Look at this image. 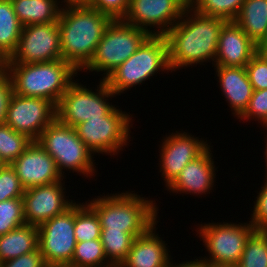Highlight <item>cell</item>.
<instances>
[{"label":"cell","instance_id":"obj_1","mask_svg":"<svg viewBox=\"0 0 267 267\" xmlns=\"http://www.w3.org/2000/svg\"><path fill=\"white\" fill-rule=\"evenodd\" d=\"M226 22L185 8L180 20L164 35L172 73L199 64L214 66L220 31Z\"/></svg>","mask_w":267,"mask_h":267},{"label":"cell","instance_id":"obj_2","mask_svg":"<svg viewBox=\"0 0 267 267\" xmlns=\"http://www.w3.org/2000/svg\"><path fill=\"white\" fill-rule=\"evenodd\" d=\"M112 20L88 6L62 7L58 19L62 59L80 74L91 61Z\"/></svg>","mask_w":267,"mask_h":267},{"label":"cell","instance_id":"obj_3","mask_svg":"<svg viewBox=\"0 0 267 267\" xmlns=\"http://www.w3.org/2000/svg\"><path fill=\"white\" fill-rule=\"evenodd\" d=\"M120 192L85 201L98 215L101 230L144 234L160 221L159 207L152 197L139 195L135 190Z\"/></svg>","mask_w":267,"mask_h":267},{"label":"cell","instance_id":"obj_4","mask_svg":"<svg viewBox=\"0 0 267 267\" xmlns=\"http://www.w3.org/2000/svg\"><path fill=\"white\" fill-rule=\"evenodd\" d=\"M13 93L24 97H40L55 106L68 86L80 74L63 59L40 63H8Z\"/></svg>","mask_w":267,"mask_h":267},{"label":"cell","instance_id":"obj_5","mask_svg":"<svg viewBox=\"0 0 267 267\" xmlns=\"http://www.w3.org/2000/svg\"><path fill=\"white\" fill-rule=\"evenodd\" d=\"M163 72L172 73L166 38L149 36L132 56L107 76L105 82L116 96H121Z\"/></svg>","mask_w":267,"mask_h":267},{"label":"cell","instance_id":"obj_6","mask_svg":"<svg viewBox=\"0 0 267 267\" xmlns=\"http://www.w3.org/2000/svg\"><path fill=\"white\" fill-rule=\"evenodd\" d=\"M54 158L61 175L66 173L82 174L85 179L97 175L96 159L85 143L77 136L75 129L55 119L36 140Z\"/></svg>","mask_w":267,"mask_h":267},{"label":"cell","instance_id":"obj_7","mask_svg":"<svg viewBox=\"0 0 267 267\" xmlns=\"http://www.w3.org/2000/svg\"><path fill=\"white\" fill-rule=\"evenodd\" d=\"M150 35L123 19L112 20L89 64L81 71L92 73L105 80L107 76L132 56ZM102 73V74H101Z\"/></svg>","mask_w":267,"mask_h":267},{"label":"cell","instance_id":"obj_8","mask_svg":"<svg viewBox=\"0 0 267 267\" xmlns=\"http://www.w3.org/2000/svg\"><path fill=\"white\" fill-rule=\"evenodd\" d=\"M118 107V108H117ZM122 107L115 106L106 116L87 119L74 127L77 136L94 154L118 157L126 147L130 146L133 114L122 111ZM131 128V129H130ZM132 139V140H131ZM124 148V149H123ZM121 152V153H120Z\"/></svg>","mask_w":267,"mask_h":267},{"label":"cell","instance_id":"obj_9","mask_svg":"<svg viewBox=\"0 0 267 267\" xmlns=\"http://www.w3.org/2000/svg\"><path fill=\"white\" fill-rule=\"evenodd\" d=\"M197 224L196 235L206 249V256H199L205 263L236 267L244 251L246 241L255 231L250 222L227 221ZM238 222V223H237Z\"/></svg>","mask_w":267,"mask_h":267},{"label":"cell","instance_id":"obj_10","mask_svg":"<svg viewBox=\"0 0 267 267\" xmlns=\"http://www.w3.org/2000/svg\"><path fill=\"white\" fill-rule=\"evenodd\" d=\"M79 81L76 77L56 106V119L73 128L89 118L106 116L116 106L110 101L117 97L105 80L100 79L93 88Z\"/></svg>","mask_w":267,"mask_h":267},{"label":"cell","instance_id":"obj_11","mask_svg":"<svg viewBox=\"0 0 267 267\" xmlns=\"http://www.w3.org/2000/svg\"><path fill=\"white\" fill-rule=\"evenodd\" d=\"M170 134L166 133L162 137L159 146V162L163 185L167 188L175 178L180 174L182 169L192 160L200 156L210 145L211 141L207 138H199L194 136L187 130H172ZM186 131V132H185ZM209 141V142H208Z\"/></svg>","mask_w":267,"mask_h":267},{"label":"cell","instance_id":"obj_12","mask_svg":"<svg viewBox=\"0 0 267 267\" xmlns=\"http://www.w3.org/2000/svg\"><path fill=\"white\" fill-rule=\"evenodd\" d=\"M76 243L74 204L38 226V247L47 266L71 264Z\"/></svg>","mask_w":267,"mask_h":267},{"label":"cell","instance_id":"obj_13","mask_svg":"<svg viewBox=\"0 0 267 267\" xmlns=\"http://www.w3.org/2000/svg\"><path fill=\"white\" fill-rule=\"evenodd\" d=\"M62 59L58 22L22 27L15 52L8 63H40Z\"/></svg>","mask_w":267,"mask_h":267},{"label":"cell","instance_id":"obj_14","mask_svg":"<svg viewBox=\"0 0 267 267\" xmlns=\"http://www.w3.org/2000/svg\"><path fill=\"white\" fill-rule=\"evenodd\" d=\"M56 119V106L48 99L24 97L13 93L5 124L36 141L43 130Z\"/></svg>","mask_w":267,"mask_h":267},{"label":"cell","instance_id":"obj_15","mask_svg":"<svg viewBox=\"0 0 267 267\" xmlns=\"http://www.w3.org/2000/svg\"><path fill=\"white\" fill-rule=\"evenodd\" d=\"M184 10L178 0H130L123 20L150 36H164L180 20Z\"/></svg>","mask_w":267,"mask_h":267},{"label":"cell","instance_id":"obj_16","mask_svg":"<svg viewBox=\"0 0 267 267\" xmlns=\"http://www.w3.org/2000/svg\"><path fill=\"white\" fill-rule=\"evenodd\" d=\"M65 179L24 191L22 199L26 224L38 227L47 220L64 213L77 202L69 199L70 195L66 194Z\"/></svg>","mask_w":267,"mask_h":267},{"label":"cell","instance_id":"obj_17","mask_svg":"<svg viewBox=\"0 0 267 267\" xmlns=\"http://www.w3.org/2000/svg\"><path fill=\"white\" fill-rule=\"evenodd\" d=\"M213 146H209L200 156L190 161L175 178V180L164 190L174 194H190L195 197L212 193L215 189L217 166L214 161Z\"/></svg>","mask_w":267,"mask_h":267},{"label":"cell","instance_id":"obj_18","mask_svg":"<svg viewBox=\"0 0 267 267\" xmlns=\"http://www.w3.org/2000/svg\"><path fill=\"white\" fill-rule=\"evenodd\" d=\"M24 189L59 182L64 177L54 158L37 141H32L11 164Z\"/></svg>","mask_w":267,"mask_h":267},{"label":"cell","instance_id":"obj_19","mask_svg":"<svg viewBox=\"0 0 267 267\" xmlns=\"http://www.w3.org/2000/svg\"><path fill=\"white\" fill-rule=\"evenodd\" d=\"M258 51L259 46L235 21H227L220 31L214 66L245 67Z\"/></svg>","mask_w":267,"mask_h":267},{"label":"cell","instance_id":"obj_20","mask_svg":"<svg viewBox=\"0 0 267 267\" xmlns=\"http://www.w3.org/2000/svg\"><path fill=\"white\" fill-rule=\"evenodd\" d=\"M157 225L158 222L135 237L127 258L119 267H169L173 256L168 243L157 232Z\"/></svg>","mask_w":267,"mask_h":267},{"label":"cell","instance_id":"obj_21","mask_svg":"<svg viewBox=\"0 0 267 267\" xmlns=\"http://www.w3.org/2000/svg\"><path fill=\"white\" fill-rule=\"evenodd\" d=\"M212 67L221 95L231 108V115L238 120L247 110L254 91L246 67Z\"/></svg>","mask_w":267,"mask_h":267},{"label":"cell","instance_id":"obj_22","mask_svg":"<svg viewBox=\"0 0 267 267\" xmlns=\"http://www.w3.org/2000/svg\"><path fill=\"white\" fill-rule=\"evenodd\" d=\"M234 21L258 46L267 44V0H245Z\"/></svg>","mask_w":267,"mask_h":267},{"label":"cell","instance_id":"obj_23","mask_svg":"<svg viewBox=\"0 0 267 267\" xmlns=\"http://www.w3.org/2000/svg\"><path fill=\"white\" fill-rule=\"evenodd\" d=\"M22 26L58 22L62 9L60 0H11Z\"/></svg>","mask_w":267,"mask_h":267},{"label":"cell","instance_id":"obj_24","mask_svg":"<svg viewBox=\"0 0 267 267\" xmlns=\"http://www.w3.org/2000/svg\"><path fill=\"white\" fill-rule=\"evenodd\" d=\"M38 248V227L21 225L0 236V263L17 258Z\"/></svg>","mask_w":267,"mask_h":267},{"label":"cell","instance_id":"obj_25","mask_svg":"<svg viewBox=\"0 0 267 267\" xmlns=\"http://www.w3.org/2000/svg\"><path fill=\"white\" fill-rule=\"evenodd\" d=\"M22 27L11 0H0V52L7 59L17 48Z\"/></svg>","mask_w":267,"mask_h":267},{"label":"cell","instance_id":"obj_26","mask_svg":"<svg viewBox=\"0 0 267 267\" xmlns=\"http://www.w3.org/2000/svg\"><path fill=\"white\" fill-rule=\"evenodd\" d=\"M143 234H129L124 231L101 230L100 240L107 261L113 267H119L127 258L135 237Z\"/></svg>","mask_w":267,"mask_h":267},{"label":"cell","instance_id":"obj_27","mask_svg":"<svg viewBox=\"0 0 267 267\" xmlns=\"http://www.w3.org/2000/svg\"><path fill=\"white\" fill-rule=\"evenodd\" d=\"M74 233L77 242L100 239L99 217L84 201L74 203Z\"/></svg>","mask_w":267,"mask_h":267},{"label":"cell","instance_id":"obj_28","mask_svg":"<svg viewBox=\"0 0 267 267\" xmlns=\"http://www.w3.org/2000/svg\"><path fill=\"white\" fill-rule=\"evenodd\" d=\"M70 265L76 267H113L107 261L100 239L77 242Z\"/></svg>","mask_w":267,"mask_h":267},{"label":"cell","instance_id":"obj_29","mask_svg":"<svg viewBox=\"0 0 267 267\" xmlns=\"http://www.w3.org/2000/svg\"><path fill=\"white\" fill-rule=\"evenodd\" d=\"M32 141L27 135L16 132L7 124H0V159L6 165L11 164Z\"/></svg>","mask_w":267,"mask_h":267},{"label":"cell","instance_id":"obj_30","mask_svg":"<svg viewBox=\"0 0 267 267\" xmlns=\"http://www.w3.org/2000/svg\"><path fill=\"white\" fill-rule=\"evenodd\" d=\"M236 267H267V231L255 230L249 236Z\"/></svg>","mask_w":267,"mask_h":267},{"label":"cell","instance_id":"obj_31","mask_svg":"<svg viewBox=\"0 0 267 267\" xmlns=\"http://www.w3.org/2000/svg\"><path fill=\"white\" fill-rule=\"evenodd\" d=\"M245 0H194L192 8L204 15L234 21Z\"/></svg>","mask_w":267,"mask_h":267},{"label":"cell","instance_id":"obj_32","mask_svg":"<svg viewBox=\"0 0 267 267\" xmlns=\"http://www.w3.org/2000/svg\"><path fill=\"white\" fill-rule=\"evenodd\" d=\"M24 224L22 198H13L0 202V236Z\"/></svg>","mask_w":267,"mask_h":267},{"label":"cell","instance_id":"obj_33","mask_svg":"<svg viewBox=\"0 0 267 267\" xmlns=\"http://www.w3.org/2000/svg\"><path fill=\"white\" fill-rule=\"evenodd\" d=\"M251 120L258 121L262 128L267 127V89L253 91L247 110L239 118L243 124Z\"/></svg>","mask_w":267,"mask_h":267},{"label":"cell","instance_id":"obj_34","mask_svg":"<svg viewBox=\"0 0 267 267\" xmlns=\"http://www.w3.org/2000/svg\"><path fill=\"white\" fill-rule=\"evenodd\" d=\"M24 191L25 189L14 169L10 164H5L0 169V202L13 198H22Z\"/></svg>","mask_w":267,"mask_h":267},{"label":"cell","instance_id":"obj_35","mask_svg":"<svg viewBox=\"0 0 267 267\" xmlns=\"http://www.w3.org/2000/svg\"><path fill=\"white\" fill-rule=\"evenodd\" d=\"M264 184L260 186L259 191H255L257 196L253 201V207H250L252 212L250 215V224L255 230L267 231V177H264ZM252 208V209H251Z\"/></svg>","mask_w":267,"mask_h":267},{"label":"cell","instance_id":"obj_36","mask_svg":"<svg viewBox=\"0 0 267 267\" xmlns=\"http://www.w3.org/2000/svg\"><path fill=\"white\" fill-rule=\"evenodd\" d=\"M245 67L253 90L267 89V57L260 50Z\"/></svg>","mask_w":267,"mask_h":267},{"label":"cell","instance_id":"obj_37","mask_svg":"<svg viewBox=\"0 0 267 267\" xmlns=\"http://www.w3.org/2000/svg\"><path fill=\"white\" fill-rule=\"evenodd\" d=\"M130 0H90L88 7L110 16L113 20L123 19L129 9Z\"/></svg>","mask_w":267,"mask_h":267},{"label":"cell","instance_id":"obj_38","mask_svg":"<svg viewBox=\"0 0 267 267\" xmlns=\"http://www.w3.org/2000/svg\"><path fill=\"white\" fill-rule=\"evenodd\" d=\"M0 267H47L39 247L30 253L0 263Z\"/></svg>","mask_w":267,"mask_h":267},{"label":"cell","instance_id":"obj_39","mask_svg":"<svg viewBox=\"0 0 267 267\" xmlns=\"http://www.w3.org/2000/svg\"><path fill=\"white\" fill-rule=\"evenodd\" d=\"M12 94L13 84L10 75L7 73L0 78V124L5 122L6 112Z\"/></svg>","mask_w":267,"mask_h":267},{"label":"cell","instance_id":"obj_40","mask_svg":"<svg viewBox=\"0 0 267 267\" xmlns=\"http://www.w3.org/2000/svg\"><path fill=\"white\" fill-rule=\"evenodd\" d=\"M192 260L182 261L180 263H176L173 258L170 261L169 267H204V261L200 257H193ZM196 258V259H195Z\"/></svg>","mask_w":267,"mask_h":267},{"label":"cell","instance_id":"obj_41","mask_svg":"<svg viewBox=\"0 0 267 267\" xmlns=\"http://www.w3.org/2000/svg\"><path fill=\"white\" fill-rule=\"evenodd\" d=\"M62 7L87 6L90 0H60Z\"/></svg>","mask_w":267,"mask_h":267},{"label":"cell","instance_id":"obj_42","mask_svg":"<svg viewBox=\"0 0 267 267\" xmlns=\"http://www.w3.org/2000/svg\"><path fill=\"white\" fill-rule=\"evenodd\" d=\"M8 72V59L0 52V78Z\"/></svg>","mask_w":267,"mask_h":267},{"label":"cell","instance_id":"obj_43","mask_svg":"<svg viewBox=\"0 0 267 267\" xmlns=\"http://www.w3.org/2000/svg\"><path fill=\"white\" fill-rule=\"evenodd\" d=\"M263 131L264 130H266L267 131V127H264V129H262ZM264 136H266V137H264L265 139H263L262 141H264V144H265V148L263 149V150H265L264 152H262L264 155H263V159H265V164L266 165H264L266 168H265V173H263V174H265L264 176H266L267 177V132H266V135L264 134Z\"/></svg>","mask_w":267,"mask_h":267},{"label":"cell","instance_id":"obj_44","mask_svg":"<svg viewBox=\"0 0 267 267\" xmlns=\"http://www.w3.org/2000/svg\"><path fill=\"white\" fill-rule=\"evenodd\" d=\"M185 8H192L194 0H178Z\"/></svg>","mask_w":267,"mask_h":267},{"label":"cell","instance_id":"obj_45","mask_svg":"<svg viewBox=\"0 0 267 267\" xmlns=\"http://www.w3.org/2000/svg\"><path fill=\"white\" fill-rule=\"evenodd\" d=\"M259 50L267 57V44L259 46Z\"/></svg>","mask_w":267,"mask_h":267},{"label":"cell","instance_id":"obj_46","mask_svg":"<svg viewBox=\"0 0 267 267\" xmlns=\"http://www.w3.org/2000/svg\"><path fill=\"white\" fill-rule=\"evenodd\" d=\"M204 267H233V266H218V265H211L204 262Z\"/></svg>","mask_w":267,"mask_h":267},{"label":"cell","instance_id":"obj_47","mask_svg":"<svg viewBox=\"0 0 267 267\" xmlns=\"http://www.w3.org/2000/svg\"><path fill=\"white\" fill-rule=\"evenodd\" d=\"M47 267H76V266H72L70 264H66V265H51V266H47Z\"/></svg>","mask_w":267,"mask_h":267},{"label":"cell","instance_id":"obj_48","mask_svg":"<svg viewBox=\"0 0 267 267\" xmlns=\"http://www.w3.org/2000/svg\"><path fill=\"white\" fill-rule=\"evenodd\" d=\"M5 165V163L0 159V169Z\"/></svg>","mask_w":267,"mask_h":267}]
</instances>
